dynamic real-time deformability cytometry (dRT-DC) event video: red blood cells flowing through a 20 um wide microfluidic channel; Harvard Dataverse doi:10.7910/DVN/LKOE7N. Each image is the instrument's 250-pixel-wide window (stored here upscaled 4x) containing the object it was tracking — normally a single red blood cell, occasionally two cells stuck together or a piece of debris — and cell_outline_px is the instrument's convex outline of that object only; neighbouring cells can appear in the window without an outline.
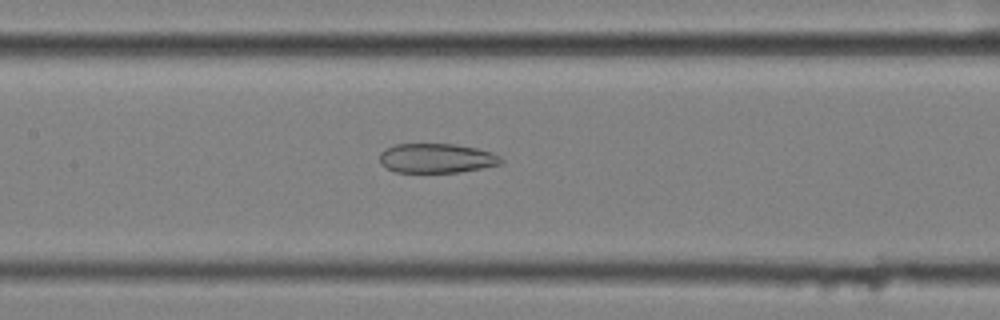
{"species": "common noctule bat (a hibernating species)", "species_latin": "Nyctalus noctula", "temperature_condition": "cold", "stored_images_in_passage": 58, "camera_frame_rate_fps": 3000, "um_per_image_px": 0.085, "animal": {"sex": "female", "body_mass_g": 25.1}, "frame": {"image": 1, "passage_image": 28, "time_ms": 9.0, "image_size_px": [1000, 320], "cell_outline_px": [[504, 160], [500, 164], [460, 172], [396, 172], [384, 168], [380, 164], [380, 152], [384, 148], [392, 144], [452, 144], [476, 148], [492, 152], [500, 156]], "centroid_in_image_um": [37.06, 13.44], "position_along_channel_um": 170.3, "area_um2": 20.98}}
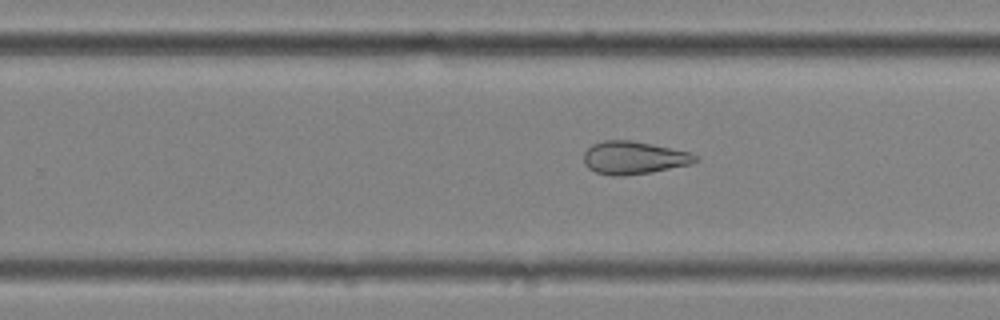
{"frame": {"image": 2, "passage_image": 37, "time_ms": 12.0, "image_size_px": [1000, 320], "cell_outline_px": [[700, 160], [692, 164], [652, 172], [624, 176], [612, 176], [596, 172], [588, 168], [584, 164], [584, 152], [592, 144], [604, 140], [632, 140], [692, 152], [700, 156]], "centroid_in_image_um": [53.92, 13.41], "position_along_channel_um": 275.9, "area_um2": 21.73}}
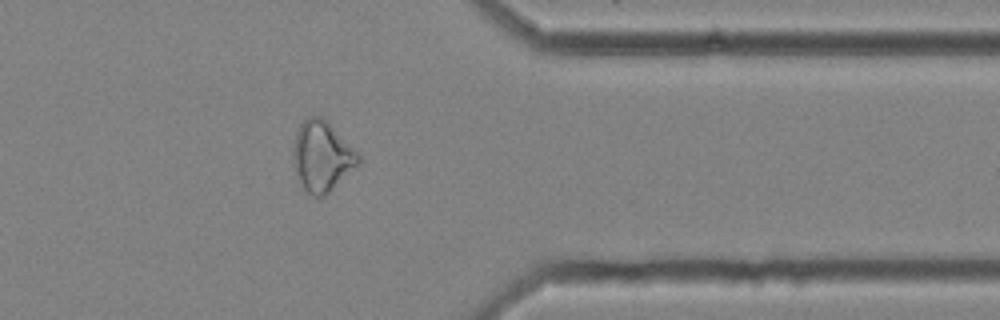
{"frame": {"image": 3, "passage_image": 47, "time_ms": 15.333, "image_size_px": [1000, 320], "cell_outline_px": [[360, 164], [324, 196], [312, 196], [304, 188], [296, 172], [292, 156], [292, 148], [296, 132], [300, 124], [308, 116], [320, 116], [328, 120], [360, 152]], "centroid_in_image_um": [27.4, 13.23], "position_along_channel_um": 384.0, "area_um2": 27.05}, "authors_computed_cell_mechanics": {"area_um2": 28.2353, "velocity_mm_per_s": 3.5249, "shape_relaxation_time_tau1_ms": null, "shape_relaxation_time_tau2_ms": 3.1633, "deformation_change_tau1": null, "deformation_change_tau2": 0.1097}}